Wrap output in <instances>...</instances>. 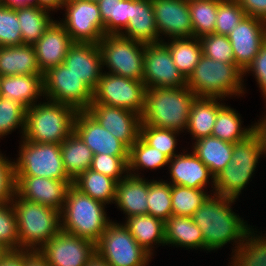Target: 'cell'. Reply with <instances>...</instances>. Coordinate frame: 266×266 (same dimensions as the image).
I'll return each mask as SVG.
<instances>
[{
    "mask_svg": "<svg viewBox=\"0 0 266 266\" xmlns=\"http://www.w3.org/2000/svg\"><path fill=\"white\" fill-rule=\"evenodd\" d=\"M222 0H188L193 36L214 33L218 4Z\"/></svg>",
    "mask_w": 266,
    "mask_h": 266,
    "instance_id": "obj_39",
    "label": "cell"
},
{
    "mask_svg": "<svg viewBox=\"0 0 266 266\" xmlns=\"http://www.w3.org/2000/svg\"><path fill=\"white\" fill-rule=\"evenodd\" d=\"M1 3L13 9L38 6V0H1Z\"/></svg>",
    "mask_w": 266,
    "mask_h": 266,
    "instance_id": "obj_56",
    "label": "cell"
},
{
    "mask_svg": "<svg viewBox=\"0 0 266 266\" xmlns=\"http://www.w3.org/2000/svg\"><path fill=\"white\" fill-rule=\"evenodd\" d=\"M26 108L18 101L0 96V138L21 127L25 132Z\"/></svg>",
    "mask_w": 266,
    "mask_h": 266,
    "instance_id": "obj_42",
    "label": "cell"
},
{
    "mask_svg": "<svg viewBox=\"0 0 266 266\" xmlns=\"http://www.w3.org/2000/svg\"><path fill=\"white\" fill-rule=\"evenodd\" d=\"M196 99L187 86L182 88H148L145 91L141 124L177 132L187 130L188 117Z\"/></svg>",
    "mask_w": 266,
    "mask_h": 266,
    "instance_id": "obj_2",
    "label": "cell"
},
{
    "mask_svg": "<svg viewBox=\"0 0 266 266\" xmlns=\"http://www.w3.org/2000/svg\"><path fill=\"white\" fill-rule=\"evenodd\" d=\"M43 74L33 45L0 47V76Z\"/></svg>",
    "mask_w": 266,
    "mask_h": 266,
    "instance_id": "obj_26",
    "label": "cell"
},
{
    "mask_svg": "<svg viewBox=\"0 0 266 266\" xmlns=\"http://www.w3.org/2000/svg\"><path fill=\"white\" fill-rule=\"evenodd\" d=\"M65 19L60 24L74 43L98 44L104 37V24L96 1L66 0Z\"/></svg>",
    "mask_w": 266,
    "mask_h": 266,
    "instance_id": "obj_12",
    "label": "cell"
},
{
    "mask_svg": "<svg viewBox=\"0 0 266 266\" xmlns=\"http://www.w3.org/2000/svg\"><path fill=\"white\" fill-rule=\"evenodd\" d=\"M107 73L143 81L145 45L120 34H106L98 43Z\"/></svg>",
    "mask_w": 266,
    "mask_h": 266,
    "instance_id": "obj_8",
    "label": "cell"
},
{
    "mask_svg": "<svg viewBox=\"0 0 266 266\" xmlns=\"http://www.w3.org/2000/svg\"><path fill=\"white\" fill-rule=\"evenodd\" d=\"M43 92L46 100L77 111L87 110L93 100V91L63 63L43 73Z\"/></svg>",
    "mask_w": 266,
    "mask_h": 266,
    "instance_id": "obj_10",
    "label": "cell"
},
{
    "mask_svg": "<svg viewBox=\"0 0 266 266\" xmlns=\"http://www.w3.org/2000/svg\"><path fill=\"white\" fill-rule=\"evenodd\" d=\"M171 184L162 180H148L147 215L166 222L172 216Z\"/></svg>",
    "mask_w": 266,
    "mask_h": 266,
    "instance_id": "obj_41",
    "label": "cell"
},
{
    "mask_svg": "<svg viewBox=\"0 0 266 266\" xmlns=\"http://www.w3.org/2000/svg\"><path fill=\"white\" fill-rule=\"evenodd\" d=\"M25 266H49L47 261L38 253L25 251Z\"/></svg>",
    "mask_w": 266,
    "mask_h": 266,
    "instance_id": "obj_55",
    "label": "cell"
},
{
    "mask_svg": "<svg viewBox=\"0 0 266 266\" xmlns=\"http://www.w3.org/2000/svg\"><path fill=\"white\" fill-rule=\"evenodd\" d=\"M170 179L172 185H179L194 189H204L210 179L214 189V176L210 173L209 168L192 153H180L169 159ZM210 178V179H209Z\"/></svg>",
    "mask_w": 266,
    "mask_h": 266,
    "instance_id": "obj_22",
    "label": "cell"
},
{
    "mask_svg": "<svg viewBox=\"0 0 266 266\" xmlns=\"http://www.w3.org/2000/svg\"><path fill=\"white\" fill-rule=\"evenodd\" d=\"M74 132L91 149L93 154L129 157V148L107 131L87 111H77Z\"/></svg>",
    "mask_w": 266,
    "mask_h": 266,
    "instance_id": "obj_18",
    "label": "cell"
},
{
    "mask_svg": "<svg viewBox=\"0 0 266 266\" xmlns=\"http://www.w3.org/2000/svg\"><path fill=\"white\" fill-rule=\"evenodd\" d=\"M243 70L235 63L215 61L202 54L186 86L196 97L220 98L244 94Z\"/></svg>",
    "mask_w": 266,
    "mask_h": 266,
    "instance_id": "obj_6",
    "label": "cell"
},
{
    "mask_svg": "<svg viewBox=\"0 0 266 266\" xmlns=\"http://www.w3.org/2000/svg\"><path fill=\"white\" fill-rule=\"evenodd\" d=\"M117 183L111 177L88 169L73 181V186L81 193L104 204H114Z\"/></svg>",
    "mask_w": 266,
    "mask_h": 266,
    "instance_id": "obj_32",
    "label": "cell"
},
{
    "mask_svg": "<svg viewBox=\"0 0 266 266\" xmlns=\"http://www.w3.org/2000/svg\"><path fill=\"white\" fill-rule=\"evenodd\" d=\"M143 83L146 89L186 86V79L175 66L171 52L163 42L145 45Z\"/></svg>",
    "mask_w": 266,
    "mask_h": 266,
    "instance_id": "obj_13",
    "label": "cell"
},
{
    "mask_svg": "<svg viewBox=\"0 0 266 266\" xmlns=\"http://www.w3.org/2000/svg\"><path fill=\"white\" fill-rule=\"evenodd\" d=\"M124 225L138 244L151 256L154 246H165V222L151 215H134L126 218Z\"/></svg>",
    "mask_w": 266,
    "mask_h": 266,
    "instance_id": "obj_27",
    "label": "cell"
},
{
    "mask_svg": "<svg viewBox=\"0 0 266 266\" xmlns=\"http://www.w3.org/2000/svg\"><path fill=\"white\" fill-rule=\"evenodd\" d=\"M203 55L215 61L224 63H235L233 49L228 36L221 34H207L200 38Z\"/></svg>",
    "mask_w": 266,
    "mask_h": 266,
    "instance_id": "obj_46",
    "label": "cell"
},
{
    "mask_svg": "<svg viewBox=\"0 0 266 266\" xmlns=\"http://www.w3.org/2000/svg\"><path fill=\"white\" fill-rule=\"evenodd\" d=\"M148 180L127 174L117 183L114 204L127 215H146Z\"/></svg>",
    "mask_w": 266,
    "mask_h": 266,
    "instance_id": "obj_24",
    "label": "cell"
},
{
    "mask_svg": "<svg viewBox=\"0 0 266 266\" xmlns=\"http://www.w3.org/2000/svg\"><path fill=\"white\" fill-rule=\"evenodd\" d=\"M11 203L17 219L19 250L37 252L61 231L60 211L25 200L16 193Z\"/></svg>",
    "mask_w": 266,
    "mask_h": 266,
    "instance_id": "obj_3",
    "label": "cell"
},
{
    "mask_svg": "<svg viewBox=\"0 0 266 266\" xmlns=\"http://www.w3.org/2000/svg\"><path fill=\"white\" fill-rule=\"evenodd\" d=\"M152 6L159 37H193L188 0H152Z\"/></svg>",
    "mask_w": 266,
    "mask_h": 266,
    "instance_id": "obj_19",
    "label": "cell"
},
{
    "mask_svg": "<svg viewBox=\"0 0 266 266\" xmlns=\"http://www.w3.org/2000/svg\"><path fill=\"white\" fill-rule=\"evenodd\" d=\"M0 245L8 251H19L17 219L11 201L0 204Z\"/></svg>",
    "mask_w": 266,
    "mask_h": 266,
    "instance_id": "obj_45",
    "label": "cell"
},
{
    "mask_svg": "<svg viewBox=\"0 0 266 266\" xmlns=\"http://www.w3.org/2000/svg\"><path fill=\"white\" fill-rule=\"evenodd\" d=\"M180 132L156 128L150 125L141 124L140 137L151 147L158 149L165 154L169 159L175 155L177 146V134Z\"/></svg>",
    "mask_w": 266,
    "mask_h": 266,
    "instance_id": "obj_43",
    "label": "cell"
},
{
    "mask_svg": "<svg viewBox=\"0 0 266 266\" xmlns=\"http://www.w3.org/2000/svg\"><path fill=\"white\" fill-rule=\"evenodd\" d=\"M233 49L235 64L245 70L266 41V21L246 15L228 35Z\"/></svg>",
    "mask_w": 266,
    "mask_h": 266,
    "instance_id": "obj_16",
    "label": "cell"
},
{
    "mask_svg": "<svg viewBox=\"0 0 266 266\" xmlns=\"http://www.w3.org/2000/svg\"><path fill=\"white\" fill-rule=\"evenodd\" d=\"M120 35L143 44L164 41L156 28L152 0H131V19Z\"/></svg>",
    "mask_w": 266,
    "mask_h": 266,
    "instance_id": "obj_23",
    "label": "cell"
},
{
    "mask_svg": "<svg viewBox=\"0 0 266 266\" xmlns=\"http://www.w3.org/2000/svg\"><path fill=\"white\" fill-rule=\"evenodd\" d=\"M252 72L261 90V94L266 101V41L261 45L258 54L248 67L243 71V75Z\"/></svg>",
    "mask_w": 266,
    "mask_h": 266,
    "instance_id": "obj_51",
    "label": "cell"
},
{
    "mask_svg": "<svg viewBox=\"0 0 266 266\" xmlns=\"http://www.w3.org/2000/svg\"><path fill=\"white\" fill-rule=\"evenodd\" d=\"M60 148L64 169L72 182L90 169L94 154L75 132L60 144Z\"/></svg>",
    "mask_w": 266,
    "mask_h": 266,
    "instance_id": "obj_31",
    "label": "cell"
},
{
    "mask_svg": "<svg viewBox=\"0 0 266 266\" xmlns=\"http://www.w3.org/2000/svg\"><path fill=\"white\" fill-rule=\"evenodd\" d=\"M0 96L32 107L44 96L43 74L0 76Z\"/></svg>",
    "mask_w": 266,
    "mask_h": 266,
    "instance_id": "obj_25",
    "label": "cell"
},
{
    "mask_svg": "<svg viewBox=\"0 0 266 266\" xmlns=\"http://www.w3.org/2000/svg\"><path fill=\"white\" fill-rule=\"evenodd\" d=\"M66 0H38V6L47 10L56 11L62 8ZM56 9V10H55Z\"/></svg>",
    "mask_w": 266,
    "mask_h": 266,
    "instance_id": "obj_57",
    "label": "cell"
},
{
    "mask_svg": "<svg viewBox=\"0 0 266 266\" xmlns=\"http://www.w3.org/2000/svg\"><path fill=\"white\" fill-rule=\"evenodd\" d=\"M245 16L246 12L237 0H222L218 4L214 33L228 36Z\"/></svg>",
    "mask_w": 266,
    "mask_h": 266,
    "instance_id": "obj_44",
    "label": "cell"
},
{
    "mask_svg": "<svg viewBox=\"0 0 266 266\" xmlns=\"http://www.w3.org/2000/svg\"><path fill=\"white\" fill-rule=\"evenodd\" d=\"M63 64L92 91L95 90L103 73L102 54L98 44L74 43L68 49Z\"/></svg>",
    "mask_w": 266,
    "mask_h": 266,
    "instance_id": "obj_20",
    "label": "cell"
},
{
    "mask_svg": "<svg viewBox=\"0 0 266 266\" xmlns=\"http://www.w3.org/2000/svg\"><path fill=\"white\" fill-rule=\"evenodd\" d=\"M87 111L128 148L139 139L142 123L139 114L99 103H91Z\"/></svg>",
    "mask_w": 266,
    "mask_h": 266,
    "instance_id": "obj_17",
    "label": "cell"
},
{
    "mask_svg": "<svg viewBox=\"0 0 266 266\" xmlns=\"http://www.w3.org/2000/svg\"><path fill=\"white\" fill-rule=\"evenodd\" d=\"M218 100L220 98L196 97L193 101L186 131L194 140L211 136L218 110L224 105Z\"/></svg>",
    "mask_w": 266,
    "mask_h": 266,
    "instance_id": "obj_28",
    "label": "cell"
},
{
    "mask_svg": "<svg viewBox=\"0 0 266 266\" xmlns=\"http://www.w3.org/2000/svg\"><path fill=\"white\" fill-rule=\"evenodd\" d=\"M7 253H8V250L5 249L2 245H0V261Z\"/></svg>",
    "mask_w": 266,
    "mask_h": 266,
    "instance_id": "obj_59",
    "label": "cell"
},
{
    "mask_svg": "<svg viewBox=\"0 0 266 266\" xmlns=\"http://www.w3.org/2000/svg\"><path fill=\"white\" fill-rule=\"evenodd\" d=\"M49 10L39 6L17 8L23 44L34 45L53 23Z\"/></svg>",
    "mask_w": 266,
    "mask_h": 266,
    "instance_id": "obj_35",
    "label": "cell"
},
{
    "mask_svg": "<svg viewBox=\"0 0 266 266\" xmlns=\"http://www.w3.org/2000/svg\"><path fill=\"white\" fill-rule=\"evenodd\" d=\"M37 252L49 266H85L96 250L93 241L61 230Z\"/></svg>",
    "mask_w": 266,
    "mask_h": 266,
    "instance_id": "obj_14",
    "label": "cell"
},
{
    "mask_svg": "<svg viewBox=\"0 0 266 266\" xmlns=\"http://www.w3.org/2000/svg\"><path fill=\"white\" fill-rule=\"evenodd\" d=\"M241 124V116L236 110L223 105L218 110L211 136L233 144L242 141L250 136L254 129L253 125L245 129Z\"/></svg>",
    "mask_w": 266,
    "mask_h": 266,
    "instance_id": "obj_36",
    "label": "cell"
},
{
    "mask_svg": "<svg viewBox=\"0 0 266 266\" xmlns=\"http://www.w3.org/2000/svg\"><path fill=\"white\" fill-rule=\"evenodd\" d=\"M168 163L169 158L165 154L158 151V149L151 147L139 137V139L129 148L127 174L140 177V175L137 174L140 168L159 169L166 166V164L168 165Z\"/></svg>",
    "mask_w": 266,
    "mask_h": 266,
    "instance_id": "obj_37",
    "label": "cell"
},
{
    "mask_svg": "<svg viewBox=\"0 0 266 266\" xmlns=\"http://www.w3.org/2000/svg\"><path fill=\"white\" fill-rule=\"evenodd\" d=\"M0 266H25V251H8L1 259Z\"/></svg>",
    "mask_w": 266,
    "mask_h": 266,
    "instance_id": "obj_53",
    "label": "cell"
},
{
    "mask_svg": "<svg viewBox=\"0 0 266 266\" xmlns=\"http://www.w3.org/2000/svg\"><path fill=\"white\" fill-rule=\"evenodd\" d=\"M256 166L233 165L229 163L214 177V194L238 199L241 191L249 184Z\"/></svg>",
    "mask_w": 266,
    "mask_h": 266,
    "instance_id": "obj_33",
    "label": "cell"
},
{
    "mask_svg": "<svg viewBox=\"0 0 266 266\" xmlns=\"http://www.w3.org/2000/svg\"><path fill=\"white\" fill-rule=\"evenodd\" d=\"M128 160L129 157L94 154L90 169L119 182L127 175L125 173H128Z\"/></svg>",
    "mask_w": 266,
    "mask_h": 266,
    "instance_id": "obj_49",
    "label": "cell"
},
{
    "mask_svg": "<svg viewBox=\"0 0 266 266\" xmlns=\"http://www.w3.org/2000/svg\"><path fill=\"white\" fill-rule=\"evenodd\" d=\"M17 9L0 4V47L22 45Z\"/></svg>",
    "mask_w": 266,
    "mask_h": 266,
    "instance_id": "obj_47",
    "label": "cell"
},
{
    "mask_svg": "<svg viewBox=\"0 0 266 266\" xmlns=\"http://www.w3.org/2000/svg\"><path fill=\"white\" fill-rule=\"evenodd\" d=\"M72 181L36 176H15V193L30 202L62 211Z\"/></svg>",
    "mask_w": 266,
    "mask_h": 266,
    "instance_id": "obj_15",
    "label": "cell"
},
{
    "mask_svg": "<svg viewBox=\"0 0 266 266\" xmlns=\"http://www.w3.org/2000/svg\"><path fill=\"white\" fill-rule=\"evenodd\" d=\"M104 34H120L131 19V0H98Z\"/></svg>",
    "mask_w": 266,
    "mask_h": 266,
    "instance_id": "obj_38",
    "label": "cell"
},
{
    "mask_svg": "<svg viewBox=\"0 0 266 266\" xmlns=\"http://www.w3.org/2000/svg\"><path fill=\"white\" fill-rule=\"evenodd\" d=\"M236 200L211 193L192 216L202 232L205 251L218 250L232 241L237 244L233 248L235 251L252 229L239 214L233 212L231 205Z\"/></svg>",
    "mask_w": 266,
    "mask_h": 266,
    "instance_id": "obj_1",
    "label": "cell"
},
{
    "mask_svg": "<svg viewBox=\"0 0 266 266\" xmlns=\"http://www.w3.org/2000/svg\"><path fill=\"white\" fill-rule=\"evenodd\" d=\"M19 157L12 162L14 176H36L71 181L64 169L60 144L21 140Z\"/></svg>",
    "mask_w": 266,
    "mask_h": 266,
    "instance_id": "obj_7",
    "label": "cell"
},
{
    "mask_svg": "<svg viewBox=\"0 0 266 266\" xmlns=\"http://www.w3.org/2000/svg\"><path fill=\"white\" fill-rule=\"evenodd\" d=\"M105 205L72 185L60 212L61 230L96 243L112 222L107 217Z\"/></svg>",
    "mask_w": 266,
    "mask_h": 266,
    "instance_id": "obj_4",
    "label": "cell"
},
{
    "mask_svg": "<svg viewBox=\"0 0 266 266\" xmlns=\"http://www.w3.org/2000/svg\"><path fill=\"white\" fill-rule=\"evenodd\" d=\"M204 249V238L192 217L172 215L165 222V245Z\"/></svg>",
    "mask_w": 266,
    "mask_h": 266,
    "instance_id": "obj_30",
    "label": "cell"
},
{
    "mask_svg": "<svg viewBox=\"0 0 266 266\" xmlns=\"http://www.w3.org/2000/svg\"><path fill=\"white\" fill-rule=\"evenodd\" d=\"M163 43L169 48L173 62L187 80L202 56V44L197 37L173 38Z\"/></svg>",
    "mask_w": 266,
    "mask_h": 266,
    "instance_id": "obj_34",
    "label": "cell"
},
{
    "mask_svg": "<svg viewBox=\"0 0 266 266\" xmlns=\"http://www.w3.org/2000/svg\"><path fill=\"white\" fill-rule=\"evenodd\" d=\"M12 162L0 152V204L10 202L15 193V176Z\"/></svg>",
    "mask_w": 266,
    "mask_h": 266,
    "instance_id": "obj_50",
    "label": "cell"
},
{
    "mask_svg": "<svg viewBox=\"0 0 266 266\" xmlns=\"http://www.w3.org/2000/svg\"><path fill=\"white\" fill-rule=\"evenodd\" d=\"M74 44L69 33L59 23H53L33 45L38 66L42 73L63 63L68 49Z\"/></svg>",
    "mask_w": 266,
    "mask_h": 266,
    "instance_id": "obj_21",
    "label": "cell"
},
{
    "mask_svg": "<svg viewBox=\"0 0 266 266\" xmlns=\"http://www.w3.org/2000/svg\"><path fill=\"white\" fill-rule=\"evenodd\" d=\"M41 103L26 109L22 139L35 143L61 144L74 132L77 110L50 100Z\"/></svg>",
    "mask_w": 266,
    "mask_h": 266,
    "instance_id": "obj_5",
    "label": "cell"
},
{
    "mask_svg": "<svg viewBox=\"0 0 266 266\" xmlns=\"http://www.w3.org/2000/svg\"><path fill=\"white\" fill-rule=\"evenodd\" d=\"M85 266H110L106 260L99 257L96 253L94 256L87 262Z\"/></svg>",
    "mask_w": 266,
    "mask_h": 266,
    "instance_id": "obj_58",
    "label": "cell"
},
{
    "mask_svg": "<svg viewBox=\"0 0 266 266\" xmlns=\"http://www.w3.org/2000/svg\"><path fill=\"white\" fill-rule=\"evenodd\" d=\"M262 155L260 141L253 132L246 139L234 143L230 163L234 166H257L259 158H261Z\"/></svg>",
    "mask_w": 266,
    "mask_h": 266,
    "instance_id": "obj_48",
    "label": "cell"
},
{
    "mask_svg": "<svg viewBox=\"0 0 266 266\" xmlns=\"http://www.w3.org/2000/svg\"><path fill=\"white\" fill-rule=\"evenodd\" d=\"M254 133L257 135V138L260 141V146L262 149V154L266 155V116L260 121L258 120V123L253 124Z\"/></svg>",
    "mask_w": 266,
    "mask_h": 266,
    "instance_id": "obj_54",
    "label": "cell"
},
{
    "mask_svg": "<svg viewBox=\"0 0 266 266\" xmlns=\"http://www.w3.org/2000/svg\"><path fill=\"white\" fill-rule=\"evenodd\" d=\"M95 250L110 266H147L152 258L123 223L114 221L95 243Z\"/></svg>",
    "mask_w": 266,
    "mask_h": 266,
    "instance_id": "obj_9",
    "label": "cell"
},
{
    "mask_svg": "<svg viewBox=\"0 0 266 266\" xmlns=\"http://www.w3.org/2000/svg\"><path fill=\"white\" fill-rule=\"evenodd\" d=\"M104 72L93 91L91 103L124 108L141 116L144 110L146 91L143 81Z\"/></svg>",
    "mask_w": 266,
    "mask_h": 266,
    "instance_id": "obj_11",
    "label": "cell"
},
{
    "mask_svg": "<svg viewBox=\"0 0 266 266\" xmlns=\"http://www.w3.org/2000/svg\"><path fill=\"white\" fill-rule=\"evenodd\" d=\"M233 146V143L207 136L195 140L192 149L215 177L231 162Z\"/></svg>",
    "mask_w": 266,
    "mask_h": 266,
    "instance_id": "obj_29",
    "label": "cell"
},
{
    "mask_svg": "<svg viewBox=\"0 0 266 266\" xmlns=\"http://www.w3.org/2000/svg\"><path fill=\"white\" fill-rule=\"evenodd\" d=\"M246 15L261 18L266 21V0H237Z\"/></svg>",
    "mask_w": 266,
    "mask_h": 266,
    "instance_id": "obj_52",
    "label": "cell"
},
{
    "mask_svg": "<svg viewBox=\"0 0 266 266\" xmlns=\"http://www.w3.org/2000/svg\"><path fill=\"white\" fill-rule=\"evenodd\" d=\"M204 190L171 184L172 214L192 217L209 196Z\"/></svg>",
    "mask_w": 266,
    "mask_h": 266,
    "instance_id": "obj_40",
    "label": "cell"
}]
</instances>
